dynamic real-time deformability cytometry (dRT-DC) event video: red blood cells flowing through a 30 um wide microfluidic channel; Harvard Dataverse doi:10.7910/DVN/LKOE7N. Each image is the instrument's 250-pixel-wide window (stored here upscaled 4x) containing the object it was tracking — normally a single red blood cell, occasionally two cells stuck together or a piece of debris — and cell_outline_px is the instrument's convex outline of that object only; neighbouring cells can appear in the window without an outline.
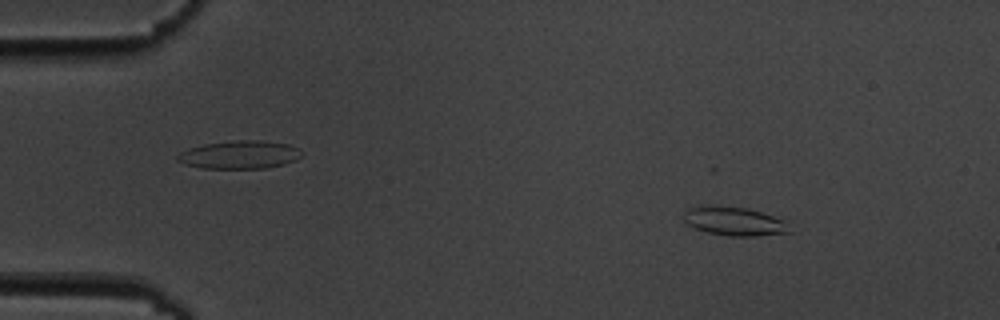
{"species": "common noctule bat (a hibernating species)", "species_latin": "Nyctalus noctula", "temperature_condition": "cold", "stored_images_in_passage": 6, "camera_frame_rate_fps": 3000, "um_per_image_px": 0.085, "animal": {"sex": "male", "body_mass_g": 19.5, "forearm_length_mm": 54.6}, "frame": {"image": 1, "passage_image": 1, "time_ms": 0.0, "image_size_px": [1000, 320], "cell_outline_px": [[792, 232], [756, 236], [728, 236], [708, 232], [692, 228], [684, 220], [684, 212], [688, 208], [696, 204], [720, 204], [748, 208], [784, 220]], "centroid_in_image_um": [62.33, 18.77], "position_along_channel_um": 22.7, "area_um2": 18.21}}
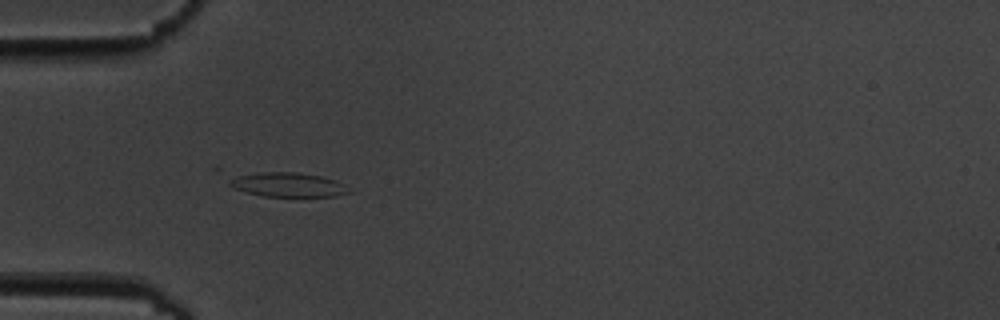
{"frame": {"image": 2, "passage_image": 4, "time_ms": 3.333, "image_size_px": [1000, 320], "cell_outline_px": [[352, 192], [336, 196], [264, 196], [232, 188], [212, 168], [216, 164], [296, 172], [320, 176], [336, 180]], "centroid_in_image_um": [23.7, 15.49], "position_along_channel_um": 61.3, "area_um2": 20.35}}
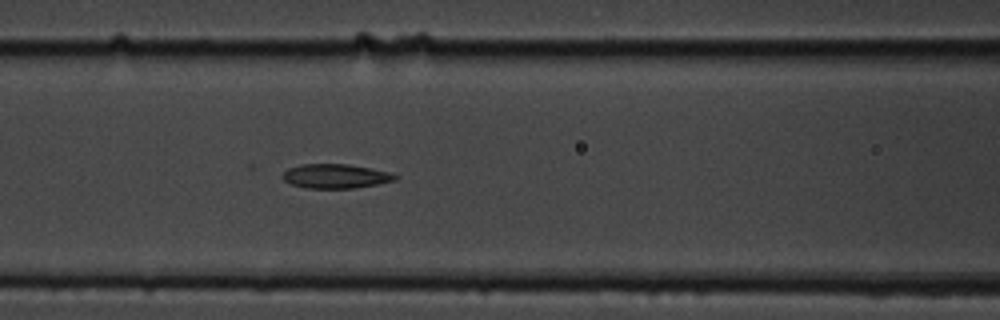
{"frame": {"image": 3, "passage_image": 6, "time_ms": 5.667, "image_size_px": [1000, 320], "cell_outline_px": [[396, 180], [376, 184], [352, 188], [308, 188], [292, 184], [284, 180], [280, 176], [288, 168], [300, 164], [348, 164], [392, 172], [396, 176]], "centroid_in_image_um": [28.5, 14.96], "position_along_channel_um": 138.1, "area_um2": 15.84}}